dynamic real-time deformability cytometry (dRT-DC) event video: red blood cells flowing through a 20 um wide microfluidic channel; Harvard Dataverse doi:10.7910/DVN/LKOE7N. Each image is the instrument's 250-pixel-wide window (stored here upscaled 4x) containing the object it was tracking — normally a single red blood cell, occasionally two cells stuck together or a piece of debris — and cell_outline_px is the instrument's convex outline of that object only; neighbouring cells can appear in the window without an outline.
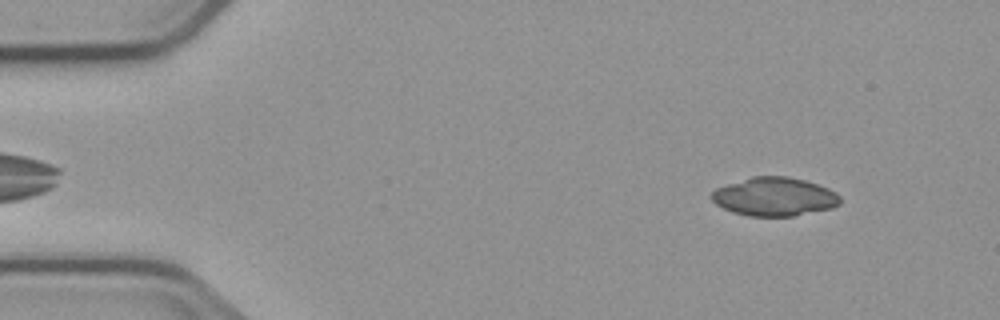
{"species": "common noctule bat (a hibernating species)", "species_latin": "Nyctalus noctula", "temperature_condition": "cold", "stored_images_in_passage": 6, "camera_frame_rate_fps": 3000, "um_per_image_px": 0.085, "animal": {"sex": "male", "body_mass_g": 23.1, "forearm_length_mm": 52.7}, "frame": {"image": 1, "passage_image": 1, "time_ms": 0.0, "image_size_px": [1000, 320], "cell_outline_px": [[840, 204], [832, 208], [792, 216], [748, 216], [732, 212], [716, 204], [712, 200], [712, 192], [716, 188], [752, 176], [788, 176], [804, 180], [828, 188], [836, 192], [840, 196]], "centroid_in_image_um": [65.84, 16.72], "position_along_channel_um": 19.2, "area_um2": 28.78}}